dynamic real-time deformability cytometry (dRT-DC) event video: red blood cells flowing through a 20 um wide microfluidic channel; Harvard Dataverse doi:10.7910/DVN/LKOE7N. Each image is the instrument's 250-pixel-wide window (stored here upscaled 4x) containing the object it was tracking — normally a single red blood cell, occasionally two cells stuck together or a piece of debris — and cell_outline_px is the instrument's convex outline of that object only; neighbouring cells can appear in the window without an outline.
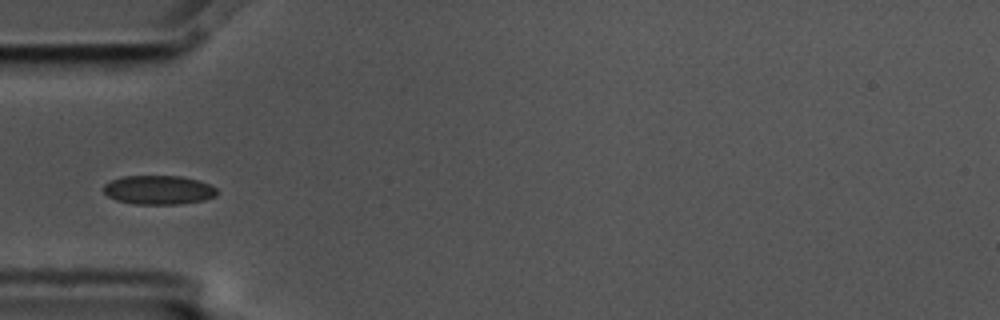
{"species": "common noctule bat (a hibernating species)", "species_latin": "Nyctalus noctula", "temperature_condition": "cold", "stored_images_in_passage": 7, "camera_frame_rate_fps": 3000, "um_per_image_px": 0.085, "animal": {"sex": "male", "body_mass_g": 17.5, "forearm_length_mm": 52.3}, "frame": {"image": 1, "passage_image": 4, "time_ms": 1.0, "image_size_px": [1000, 320], "cell_outline_px": [[220, 192], [216, 196], [204, 200], [180, 204], [132, 204], [116, 200], [108, 196], [104, 192], [104, 184], [112, 180], [124, 176], [180, 176], [196, 180], [208, 184], [216, 188]], "centroid_in_image_um": [13.49, 16.15], "position_along_channel_um": 71.5, "area_um2": 19.19}}